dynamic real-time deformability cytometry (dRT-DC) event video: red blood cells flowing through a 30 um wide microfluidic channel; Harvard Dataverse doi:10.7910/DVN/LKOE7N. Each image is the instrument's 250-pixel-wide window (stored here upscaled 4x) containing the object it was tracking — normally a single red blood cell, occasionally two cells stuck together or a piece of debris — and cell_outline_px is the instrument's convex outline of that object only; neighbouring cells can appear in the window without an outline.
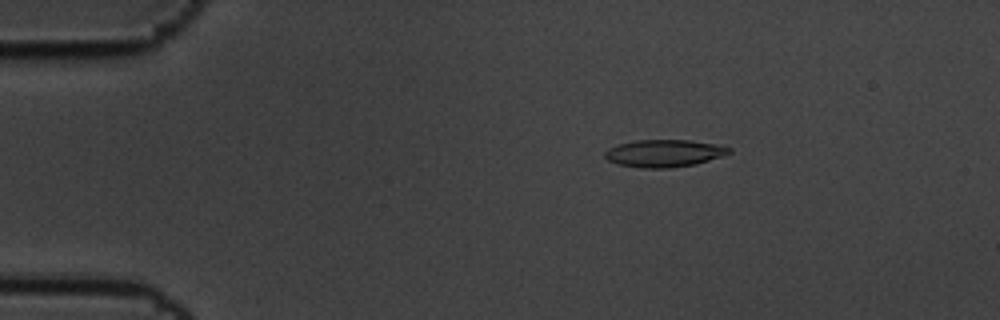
{"species": "common noctule bat (a hibernating species)", "species_latin": "Nyctalus noctula", "temperature_condition": "cold", "stored_images_in_passage": 5, "camera_frame_rate_fps": 3000, "um_per_image_px": 0.085, "animal": {"sex": "male", "body_mass_g": 19.5, "forearm_length_mm": 54.6}, "frame": {"image": 1, "passage_image": 3, "time_ms": 0.667, "image_size_px": [1000, 320], "cell_outline_px": [[732, 152], [696, 164], [668, 168], [644, 168], [616, 164], [608, 160], [604, 156], [604, 152], [608, 148], [620, 144], [636, 140], [688, 140], [720, 144], [732, 148]], "centroid_in_image_um": [56.46, 13.02], "position_along_channel_um": 28.5, "area_um2": 19.83}}